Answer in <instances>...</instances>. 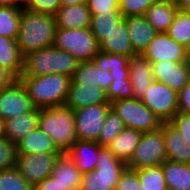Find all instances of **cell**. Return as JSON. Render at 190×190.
I'll use <instances>...</instances> for the list:
<instances>
[{
	"instance_id": "1",
	"label": "cell",
	"mask_w": 190,
	"mask_h": 190,
	"mask_svg": "<svg viewBox=\"0 0 190 190\" xmlns=\"http://www.w3.org/2000/svg\"><path fill=\"white\" fill-rule=\"evenodd\" d=\"M55 31V16L22 7L16 43L23 56L53 45Z\"/></svg>"
},
{
	"instance_id": "2",
	"label": "cell",
	"mask_w": 190,
	"mask_h": 190,
	"mask_svg": "<svg viewBox=\"0 0 190 190\" xmlns=\"http://www.w3.org/2000/svg\"><path fill=\"white\" fill-rule=\"evenodd\" d=\"M18 79L35 107L65 105L71 77L51 73L43 76L21 75Z\"/></svg>"
},
{
	"instance_id": "3",
	"label": "cell",
	"mask_w": 190,
	"mask_h": 190,
	"mask_svg": "<svg viewBox=\"0 0 190 190\" xmlns=\"http://www.w3.org/2000/svg\"><path fill=\"white\" fill-rule=\"evenodd\" d=\"M78 64L79 61L69 52L51 45L24 56L22 75L43 76L56 73L72 77Z\"/></svg>"
},
{
	"instance_id": "4",
	"label": "cell",
	"mask_w": 190,
	"mask_h": 190,
	"mask_svg": "<svg viewBox=\"0 0 190 190\" xmlns=\"http://www.w3.org/2000/svg\"><path fill=\"white\" fill-rule=\"evenodd\" d=\"M38 127L51 137L62 153L77 140L74 112L65 105L39 108Z\"/></svg>"
},
{
	"instance_id": "5",
	"label": "cell",
	"mask_w": 190,
	"mask_h": 190,
	"mask_svg": "<svg viewBox=\"0 0 190 190\" xmlns=\"http://www.w3.org/2000/svg\"><path fill=\"white\" fill-rule=\"evenodd\" d=\"M125 168L107 147H101L96 168L82 174L80 190H115Z\"/></svg>"
},
{
	"instance_id": "6",
	"label": "cell",
	"mask_w": 190,
	"mask_h": 190,
	"mask_svg": "<svg viewBox=\"0 0 190 190\" xmlns=\"http://www.w3.org/2000/svg\"><path fill=\"white\" fill-rule=\"evenodd\" d=\"M53 45L69 52L79 62L93 61L99 43L88 28H56Z\"/></svg>"
},
{
	"instance_id": "7",
	"label": "cell",
	"mask_w": 190,
	"mask_h": 190,
	"mask_svg": "<svg viewBox=\"0 0 190 190\" xmlns=\"http://www.w3.org/2000/svg\"><path fill=\"white\" fill-rule=\"evenodd\" d=\"M126 128L142 133L161 127V120L139 99H120L111 103Z\"/></svg>"
},
{
	"instance_id": "8",
	"label": "cell",
	"mask_w": 190,
	"mask_h": 190,
	"mask_svg": "<svg viewBox=\"0 0 190 190\" xmlns=\"http://www.w3.org/2000/svg\"><path fill=\"white\" fill-rule=\"evenodd\" d=\"M167 160L162 128L142 133L139 143L126 167L138 170L161 165Z\"/></svg>"
},
{
	"instance_id": "9",
	"label": "cell",
	"mask_w": 190,
	"mask_h": 190,
	"mask_svg": "<svg viewBox=\"0 0 190 190\" xmlns=\"http://www.w3.org/2000/svg\"><path fill=\"white\" fill-rule=\"evenodd\" d=\"M141 101L162 123L170 122L178 113V93L161 82L153 80Z\"/></svg>"
},
{
	"instance_id": "10",
	"label": "cell",
	"mask_w": 190,
	"mask_h": 190,
	"mask_svg": "<svg viewBox=\"0 0 190 190\" xmlns=\"http://www.w3.org/2000/svg\"><path fill=\"white\" fill-rule=\"evenodd\" d=\"M61 153L17 154L15 167L31 185L49 177Z\"/></svg>"
},
{
	"instance_id": "11",
	"label": "cell",
	"mask_w": 190,
	"mask_h": 190,
	"mask_svg": "<svg viewBox=\"0 0 190 190\" xmlns=\"http://www.w3.org/2000/svg\"><path fill=\"white\" fill-rule=\"evenodd\" d=\"M111 103L94 104L73 110L77 140L97 142Z\"/></svg>"
},
{
	"instance_id": "12",
	"label": "cell",
	"mask_w": 190,
	"mask_h": 190,
	"mask_svg": "<svg viewBox=\"0 0 190 190\" xmlns=\"http://www.w3.org/2000/svg\"><path fill=\"white\" fill-rule=\"evenodd\" d=\"M34 107L19 79L0 89V117L4 121L31 111Z\"/></svg>"
},
{
	"instance_id": "13",
	"label": "cell",
	"mask_w": 190,
	"mask_h": 190,
	"mask_svg": "<svg viewBox=\"0 0 190 190\" xmlns=\"http://www.w3.org/2000/svg\"><path fill=\"white\" fill-rule=\"evenodd\" d=\"M186 47L179 44L166 32H158L143 52L151 63L160 61L185 62Z\"/></svg>"
},
{
	"instance_id": "14",
	"label": "cell",
	"mask_w": 190,
	"mask_h": 190,
	"mask_svg": "<svg viewBox=\"0 0 190 190\" xmlns=\"http://www.w3.org/2000/svg\"><path fill=\"white\" fill-rule=\"evenodd\" d=\"M154 81L164 83L178 93L189 81L190 71L185 62L160 61L152 63Z\"/></svg>"
},
{
	"instance_id": "15",
	"label": "cell",
	"mask_w": 190,
	"mask_h": 190,
	"mask_svg": "<svg viewBox=\"0 0 190 190\" xmlns=\"http://www.w3.org/2000/svg\"><path fill=\"white\" fill-rule=\"evenodd\" d=\"M110 103L106 91L98 86L85 83H70L65 106L77 110L94 104Z\"/></svg>"
},
{
	"instance_id": "16",
	"label": "cell",
	"mask_w": 190,
	"mask_h": 190,
	"mask_svg": "<svg viewBox=\"0 0 190 190\" xmlns=\"http://www.w3.org/2000/svg\"><path fill=\"white\" fill-rule=\"evenodd\" d=\"M129 78L133 98L141 100L145 91L154 80L152 63L141 54L131 56L129 62Z\"/></svg>"
},
{
	"instance_id": "17",
	"label": "cell",
	"mask_w": 190,
	"mask_h": 190,
	"mask_svg": "<svg viewBox=\"0 0 190 190\" xmlns=\"http://www.w3.org/2000/svg\"><path fill=\"white\" fill-rule=\"evenodd\" d=\"M161 128L167 160L190 164V145L185 142L182 133L170 122H163Z\"/></svg>"
},
{
	"instance_id": "18",
	"label": "cell",
	"mask_w": 190,
	"mask_h": 190,
	"mask_svg": "<svg viewBox=\"0 0 190 190\" xmlns=\"http://www.w3.org/2000/svg\"><path fill=\"white\" fill-rule=\"evenodd\" d=\"M99 50L128 57L136 55L130 41L127 21L124 18L99 43Z\"/></svg>"
},
{
	"instance_id": "19",
	"label": "cell",
	"mask_w": 190,
	"mask_h": 190,
	"mask_svg": "<svg viewBox=\"0 0 190 190\" xmlns=\"http://www.w3.org/2000/svg\"><path fill=\"white\" fill-rule=\"evenodd\" d=\"M39 108L4 121V136L15 145L38 128Z\"/></svg>"
},
{
	"instance_id": "20",
	"label": "cell",
	"mask_w": 190,
	"mask_h": 190,
	"mask_svg": "<svg viewBox=\"0 0 190 190\" xmlns=\"http://www.w3.org/2000/svg\"><path fill=\"white\" fill-rule=\"evenodd\" d=\"M127 21L128 33L135 54H143L150 42L158 33L143 16H129Z\"/></svg>"
},
{
	"instance_id": "21",
	"label": "cell",
	"mask_w": 190,
	"mask_h": 190,
	"mask_svg": "<svg viewBox=\"0 0 190 190\" xmlns=\"http://www.w3.org/2000/svg\"><path fill=\"white\" fill-rule=\"evenodd\" d=\"M100 148L95 141L76 140L66 154L82 173H87L96 168Z\"/></svg>"
},
{
	"instance_id": "22",
	"label": "cell",
	"mask_w": 190,
	"mask_h": 190,
	"mask_svg": "<svg viewBox=\"0 0 190 190\" xmlns=\"http://www.w3.org/2000/svg\"><path fill=\"white\" fill-rule=\"evenodd\" d=\"M113 80L110 71L97 67L94 61H85L79 62L70 83H85L91 87L96 85L107 92Z\"/></svg>"
},
{
	"instance_id": "23",
	"label": "cell",
	"mask_w": 190,
	"mask_h": 190,
	"mask_svg": "<svg viewBox=\"0 0 190 190\" xmlns=\"http://www.w3.org/2000/svg\"><path fill=\"white\" fill-rule=\"evenodd\" d=\"M82 174L64 152L58 156L51 175L56 179L61 190H80Z\"/></svg>"
},
{
	"instance_id": "24",
	"label": "cell",
	"mask_w": 190,
	"mask_h": 190,
	"mask_svg": "<svg viewBox=\"0 0 190 190\" xmlns=\"http://www.w3.org/2000/svg\"><path fill=\"white\" fill-rule=\"evenodd\" d=\"M91 16L87 3L60 6L55 15L56 28H88Z\"/></svg>"
},
{
	"instance_id": "25",
	"label": "cell",
	"mask_w": 190,
	"mask_h": 190,
	"mask_svg": "<svg viewBox=\"0 0 190 190\" xmlns=\"http://www.w3.org/2000/svg\"><path fill=\"white\" fill-rule=\"evenodd\" d=\"M17 154L62 153L39 127L16 144Z\"/></svg>"
},
{
	"instance_id": "26",
	"label": "cell",
	"mask_w": 190,
	"mask_h": 190,
	"mask_svg": "<svg viewBox=\"0 0 190 190\" xmlns=\"http://www.w3.org/2000/svg\"><path fill=\"white\" fill-rule=\"evenodd\" d=\"M142 136V132L131 128H124L114 140L107 146L113 155L127 164Z\"/></svg>"
},
{
	"instance_id": "27",
	"label": "cell",
	"mask_w": 190,
	"mask_h": 190,
	"mask_svg": "<svg viewBox=\"0 0 190 190\" xmlns=\"http://www.w3.org/2000/svg\"><path fill=\"white\" fill-rule=\"evenodd\" d=\"M0 66L9 70L17 79L22 75L24 56L15 39L0 35Z\"/></svg>"
},
{
	"instance_id": "28",
	"label": "cell",
	"mask_w": 190,
	"mask_h": 190,
	"mask_svg": "<svg viewBox=\"0 0 190 190\" xmlns=\"http://www.w3.org/2000/svg\"><path fill=\"white\" fill-rule=\"evenodd\" d=\"M178 10L175 4L158 1L146 10L144 16L157 32H167Z\"/></svg>"
},
{
	"instance_id": "29",
	"label": "cell",
	"mask_w": 190,
	"mask_h": 190,
	"mask_svg": "<svg viewBox=\"0 0 190 190\" xmlns=\"http://www.w3.org/2000/svg\"><path fill=\"white\" fill-rule=\"evenodd\" d=\"M93 61L102 70L110 71L114 80H124L129 77L130 57L98 51Z\"/></svg>"
},
{
	"instance_id": "30",
	"label": "cell",
	"mask_w": 190,
	"mask_h": 190,
	"mask_svg": "<svg viewBox=\"0 0 190 190\" xmlns=\"http://www.w3.org/2000/svg\"><path fill=\"white\" fill-rule=\"evenodd\" d=\"M161 166L167 188L171 190H190V164L165 160Z\"/></svg>"
},
{
	"instance_id": "31",
	"label": "cell",
	"mask_w": 190,
	"mask_h": 190,
	"mask_svg": "<svg viewBox=\"0 0 190 190\" xmlns=\"http://www.w3.org/2000/svg\"><path fill=\"white\" fill-rule=\"evenodd\" d=\"M123 16L120 10L109 11V13H99L91 16L89 29L98 43L116 26Z\"/></svg>"
},
{
	"instance_id": "32",
	"label": "cell",
	"mask_w": 190,
	"mask_h": 190,
	"mask_svg": "<svg viewBox=\"0 0 190 190\" xmlns=\"http://www.w3.org/2000/svg\"><path fill=\"white\" fill-rule=\"evenodd\" d=\"M23 6H0V35L17 39Z\"/></svg>"
},
{
	"instance_id": "33",
	"label": "cell",
	"mask_w": 190,
	"mask_h": 190,
	"mask_svg": "<svg viewBox=\"0 0 190 190\" xmlns=\"http://www.w3.org/2000/svg\"><path fill=\"white\" fill-rule=\"evenodd\" d=\"M124 128L125 125L121 117L111 106L106 114L97 143L101 147H107Z\"/></svg>"
},
{
	"instance_id": "34",
	"label": "cell",
	"mask_w": 190,
	"mask_h": 190,
	"mask_svg": "<svg viewBox=\"0 0 190 190\" xmlns=\"http://www.w3.org/2000/svg\"><path fill=\"white\" fill-rule=\"evenodd\" d=\"M166 33L184 47H190V12L178 10Z\"/></svg>"
},
{
	"instance_id": "35",
	"label": "cell",
	"mask_w": 190,
	"mask_h": 190,
	"mask_svg": "<svg viewBox=\"0 0 190 190\" xmlns=\"http://www.w3.org/2000/svg\"><path fill=\"white\" fill-rule=\"evenodd\" d=\"M136 171L142 190H165L167 188L161 165L141 168Z\"/></svg>"
},
{
	"instance_id": "36",
	"label": "cell",
	"mask_w": 190,
	"mask_h": 190,
	"mask_svg": "<svg viewBox=\"0 0 190 190\" xmlns=\"http://www.w3.org/2000/svg\"><path fill=\"white\" fill-rule=\"evenodd\" d=\"M0 190H32V186L14 166L0 171Z\"/></svg>"
},
{
	"instance_id": "37",
	"label": "cell",
	"mask_w": 190,
	"mask_h": 190,
	"mask_svg": "<svg viewBox=\"0 0 190 190\" xmlns=\"http://www.w3.org/2000/svg\"><path fill=\"white\" fill-rule=\"evenodd\" d=\"M161 0H119V10L123 18L129 16H143L146 10Z\"/></svg>"
},
{
	"instance_id": "38",
	"label": "cell",
	"mask_w": 190,
	"mask_h": 190,
	"mask_svg": "<svg viewBox=\"0 0 190 190\" xmlns=\"http://www.w3.org/2000/svg\"><path fill=\"white\" fill-rule=\"evenodd\" d=\"M106 96L110 103L120 99L133 98L130 78L128 77L124 80H113L106 92Z\"/></svg>"
},
{
	"instance_id": "39",
	"label": "cell",
	"mask_w": 190,
	"mask_h": 190,
	"mask_svg": "<svg viewBox=\"0 0 190 190\" xmlns=\"http://www.w3.org/2000/svg\"><path fill=\"white\" fill-rule=\"evenodd\" d=\"M61 6V0H23V8L35 12L55 16Z\"/></svg>"
},
{
	"instance_id": "40",
	"label": "cell",
	"mask_w": 190,
	"mask_h": 190,
	"mask_svg": "<svg viewBox=\"0 0 190 190\" xmlns=\"http://www.w3.org/2000/svg\"><path fill=\"white\" fill-rule=\"evenodd\" d=\"M16 157V145L5 137L0 138V171L14 167Z\"/></svg>"
},
{
	"instance_id": "41",
	"label": "cell",
	"mask_w": 190,
	"mask_h": 190,
	"mask_svg": "<svg viewBox=\"0 0 190 190\" xmlns=\"http://www.w3.org/2000/svg\"><path fill=\"white\" fill-rule=\"evenodd\" d=\"M115 190H142L137 171L126 167L119 177Z\"/></svg>"
},
{
	"instance_id": "42",
	"label": "cell",
	"mask_w": 190,
	"mask_h": 190,
	"mask_svg": "<svg viewBox=\"0 0 190 190\" xmlns=\"http://www.w3.org/2000/svg\"><path fill=\"white\" fill-rule=\"evenodd\" d=\"M87 6L91 15L109 13V11L119 10V0H88Z\"/></svg>"
},
{
	"instance_id": "43",
	"label": "cell",
	"mask_w": 190,
	"mask_h": 190,
	"mask_svg": "<svg viewBox=\"0 0 190 190\" xmlns=\"http://www.w3.org/2000/svg\"><path fill=\"white\" fill-rule=\"evenodd\" d=\"M170 123L182 133L185 142L190 145V115L178 112Z\"/></svg>"
},
{
	"instance_id": "44",
	"label": "cell",
	"mask_w": 190,
	"mask_h": 190,
	"mask_svg": "<svg viewBox=\"0 0 190 190\" xmlns=\"http://www.w3.org/2000/svg\"><path fill=\"white\" fill-rule=\"evenodd\" d=\"M178 112L190 115V81L178 92Z\"/></svg>"
},
{
	"instance_id": "45",
	"label": "cell",
	"mask_w": 190,
	"mask_h": 190,
	"mask_svg": "<svg viewBox=\"0 0 190 190\" xmlns=\"http://www.w3.org/2000/svg\"><path fill=\"white\" fill-rule=\"evenodd\" d=\"M32 190H61L56 179L50 175L37 185L32 186Z\"/></svg>"
},
{
	"instance_id": "46",
	"label": "cell",
	"mask_w": 190,
	"mask_h": 190,
	"mask_svg": "<svg viewBox=\"0 0 190 190\" xmlns=\"http://www.w3.org/2000/svg\"><path fill=\"white\" fill-rule=\"evenodd\" d=\"M16 79L9 70L0 66V89L11 85Z\"/></svg>"
},
{
	"instance_id": "47",
	"label": "cell",
	"mask_w": 190,
	"mask_h": 190,
	"mask_svg": "<svg viewBox=\"0 0 190 190\" xmlns=\"http://www.w3.org/2000/svg\"><path fill=\"white\" fill-rule=\"evenodd\" d=\"M0 6H23V0H0Z\"/></svg>"
},
{
	"instance_id": "48",
	"label": "cell",
	"mask_w": 190,
	"mask_h": 190,
	"mask_svg": "<svg viewBox=\"0 0 190 190\" xmlns=\"http://www.w3.org/2000/svg\"><path fill=\"white\" fill-rule=\"evenodd\" d=\"M177 7L180 11H189L190 12V0H180Z\"/></svg>"
},
{
	"instance_id": "49",
	"label": "cell",
	"mask_w": 190,
	"mask_h": 190,
	"mask_svg": "<svg viewBox=\"0 0 190 190\" xmlns=\"http://www.w3.org/2000/svg\"><path fill=\"white\" fill-rule=\"evenodd\" d=\"M88 0H61V6L87 3Z\"/></svg>"
},
{
	"instance_id": "50",
	"label": "cell",
	"mask_w": 190,
	"mask_h": 190,
	"mask_svg": "<svg viewBox=\"0 0 190 190\" xmlns=\"http://www.w3.org/2000/svg\"><path fill=\"white\" fill-rule=\"evenodd\" d=\"M185 64L188 70L190 71V47L186 48Z\"/></svg>"
},
{
	"instance_id": "51",
	"label": "cell",
	"mask_w": 190,
	"mask_h": 190,
	"mask_svg": "<svg viewBox=\"0 0 190 190\" xmlns=\"http://www.w3.org/2000/svg\"><path fill=\"white\" fill-rule=\"evenodd\" d=\"M4 136V120L0 117V138Z\"/></svg>"
},
{
	"instance_id": "52",
	"label": "cell",
	"mask_w": 190,
	"mask_h": 190,
	"mask_svg": "<svg viewBox=\"0 0 190 190\" xmlns=\"http://www.w3.org/2000/svg\"><path fill=\"white\" fill-rule=\"evenodd\" d=\"M163 2H169V3H172V4H175V5H178L180 0H161Z\"/></svg>"
}]
</instances>
